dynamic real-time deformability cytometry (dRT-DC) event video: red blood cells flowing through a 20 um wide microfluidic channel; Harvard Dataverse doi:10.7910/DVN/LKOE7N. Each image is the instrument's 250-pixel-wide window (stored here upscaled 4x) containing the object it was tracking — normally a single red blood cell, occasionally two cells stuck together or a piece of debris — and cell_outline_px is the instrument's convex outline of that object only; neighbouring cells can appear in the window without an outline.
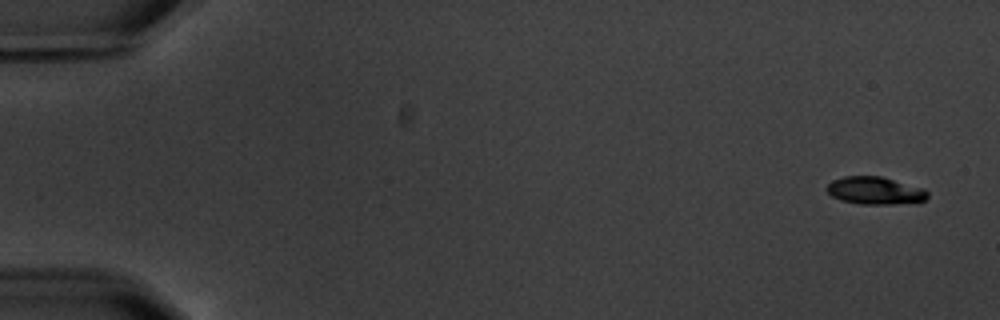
{"species": "common noctule bat (a hibernating species)", "species_latin": "Nyctalus noctula", "temperature_condition": "warm", "stored_images_in_passage": 7, "camera_frame_rate_fps": 3000, "um_per_image_px": 0.085, "animal": {"sex": "male", "body_mass_g": 20.1, "forearm_length_mm": 53.5}, "frame": {"image": 1, "passage_image": 1, "time_ms": 0.0, "image_size_px": [1000, 320], "cell_outline_px": [[928, 196], [924, 200], [916, 204], [860, 204], [840, 200], [832, 196], [824, 188], [832, 180], [844, 176], [880, 176], [924, 188], [928, 192]], "centroid_in_image_um": [74.4, 16.21], "position_along_channel_um": 10.6, "area_um2": 16.47}}
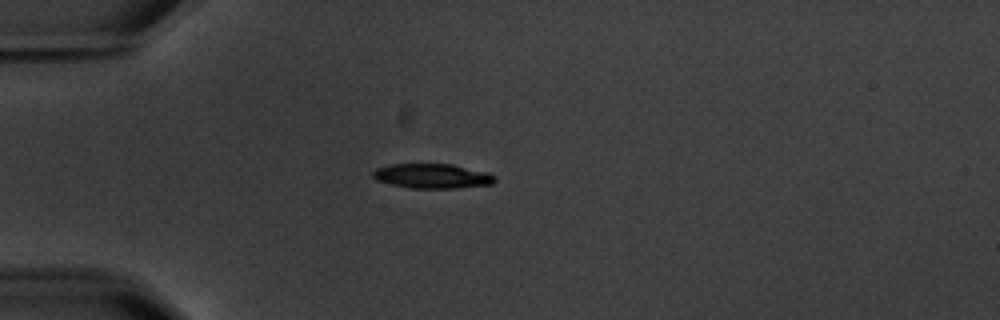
{"frame": {"image": 2, "passage_image": 5, "time_ms": 4.667, "image_size_px": [1000, 320], "cell_outline_px": [[496, 180], [492, 184], [452, 188], [412, 188], [392, 184], [376, 180], [372, 176], [372, 172], [376, 168], [392, 164], [452, 164], [488, 172], [496, 176]], "centroid_in_image_um": [36.75, 14.95], "position_along_channel_um": 48.2, "area_um2": 17.46}}
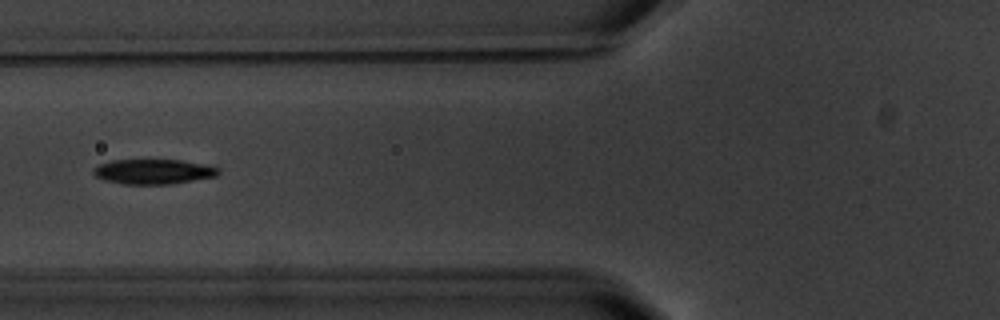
{"frame": {"image": 3, "passage_image": 7, "time_ms": 7.0, "image_size_px": [1000, 320], "cell_outline_px": [[220, 172], [216, 176], [172, 184], [124, 184], [104, 180], [96, 176], [92, 172], [92, 168], [100, 164], [112, 160], [180, 160], [208, 164], [220, 168]], "centroid_in_image_um": [13.06, 14.58], "position_along_channel_um": 112.7, "area_um2": 18.26}}